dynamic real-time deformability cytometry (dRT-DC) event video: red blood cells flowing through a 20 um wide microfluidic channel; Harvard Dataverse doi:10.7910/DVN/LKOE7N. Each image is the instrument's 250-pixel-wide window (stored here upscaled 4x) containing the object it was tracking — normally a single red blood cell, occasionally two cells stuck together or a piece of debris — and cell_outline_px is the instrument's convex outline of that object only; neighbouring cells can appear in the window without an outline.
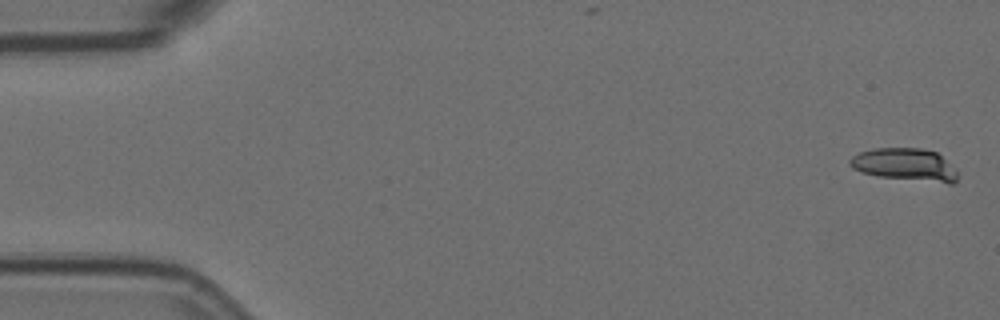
{"species": "Egyptian fruit bat (a non-hibernating species)", "species_latin": "Rousettus aegyptiacus", "temperature_condition": "room temperature", "stored_images_in_passage": 5, "camera_frame_rate_fps": 3000, "um_per_image_px": 0.085, "animal": {"sex": "female"}, "frame": {"image": 1, "passage_image": 1, "time_ms": 0.0, "image_size_px": [1000, 320], "cell_outline_px": [[956, 180], [952, 184], [948, 184], [880, 176], [864, 172], [852, 168], [848, 164], [848, 160], [852, 156], [860, 152], [872, 148], [920, 148], [936, 152], [956, 172]], "centroid_in_image_um": [76.88, 13.99], "position_along_channel_um": 8.1, "area_um2": 20.11}}